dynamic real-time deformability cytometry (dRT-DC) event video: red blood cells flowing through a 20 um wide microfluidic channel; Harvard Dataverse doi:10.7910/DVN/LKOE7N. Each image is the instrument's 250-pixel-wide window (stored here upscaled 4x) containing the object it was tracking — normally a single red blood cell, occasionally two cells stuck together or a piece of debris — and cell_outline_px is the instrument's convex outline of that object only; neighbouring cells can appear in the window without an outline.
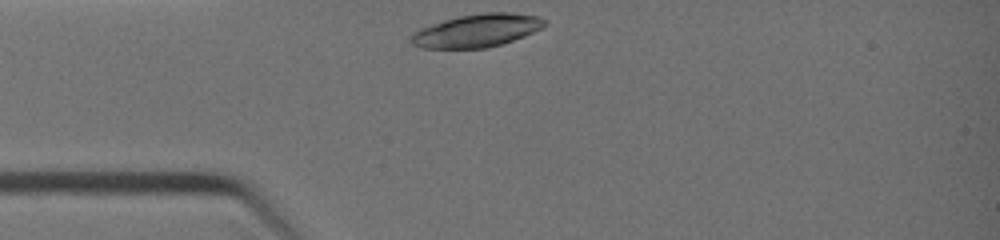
{"species": "common noctule bat (a hibernating species)", "species_latin": "Nyctalus noctula", "temperature_condition": "warm", "stored_images_in_passage": 24, "camera_frame_rate_fps": 3000, "um_per_image_px": 0.085, "animal": {"sex": "female", "body_mass_g": 19.0, "forearm_length_mm": 51.5}, "frame": {"image": 1, "passage_image": 1, "time_ms": 0.0, "image_size_px": [1000, 240], "cell_outline_px": [[548, 24], [524, 36], [500, 44], [484, 48], [420, 48], [412, 44], [408, 40], [408, 36], [412, 32], [420, 28], [444, 20], [460, 16], [484, 12], [512, 12], [540, 16], [548, 20]], "centroid_in_image_um": [40.51, 2.59], "position_along_channel_um": 44.5, "area_um2": 25.84}}
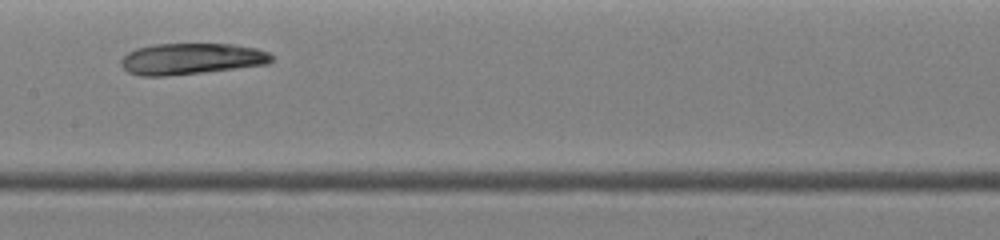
{"frame": {"image": 2, "passage_image": 11, "time_ms": 3.333, "image_size_px": [1000, 240], "cell_outline_px": [[272, 60], [268, 64], [204, 72], [164, 76], [140, 76], [128, 72], [120, 64], [120, 60], [128, 52], [136, 48], [152, 44], [232, 44], [256, 48], [268, 52], [272, 56]], "centroid_in_image_um": [16.23, 5.0], "position_along_channel_um": 191.2, "area_um2": 27.4}}
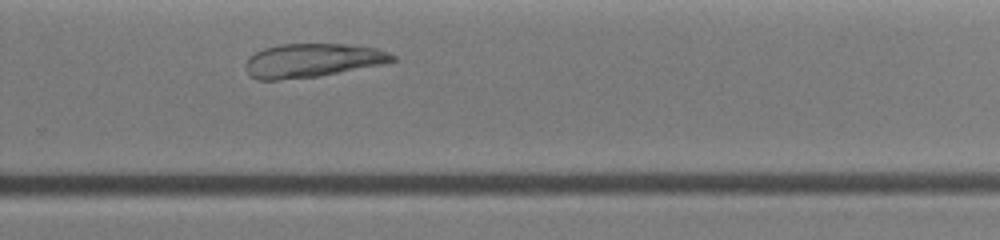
{"frame": {"image": 3, "passage_image": 18, "time_ms": 5.667, "image_size_px": [1000, 240], "cell_outline_px": [[396, 60], [384, 64], [320, 76], [280, 80], [256, 80], [248, 72], [244, 64], [248, 56], [264, 48], [280, 44], [344, 44], [376, 48], [388, 52], [396, 56]], "centroid_in_image_um": [26.54, 5.14], "position_along_channel_um": 303.3, "area_um2": 29.02}, "authors_computed_cell_mechanics": {"area_um2": 27.4261, "velocity_mm_per_s": 4.814, "shape_relaxation_time_tau1_ms": null, "shape_relaxation_time_tau2_ms": 1.3594, "deformation_change_tau1": null, "deformation_change_tau2": 0.0787}}